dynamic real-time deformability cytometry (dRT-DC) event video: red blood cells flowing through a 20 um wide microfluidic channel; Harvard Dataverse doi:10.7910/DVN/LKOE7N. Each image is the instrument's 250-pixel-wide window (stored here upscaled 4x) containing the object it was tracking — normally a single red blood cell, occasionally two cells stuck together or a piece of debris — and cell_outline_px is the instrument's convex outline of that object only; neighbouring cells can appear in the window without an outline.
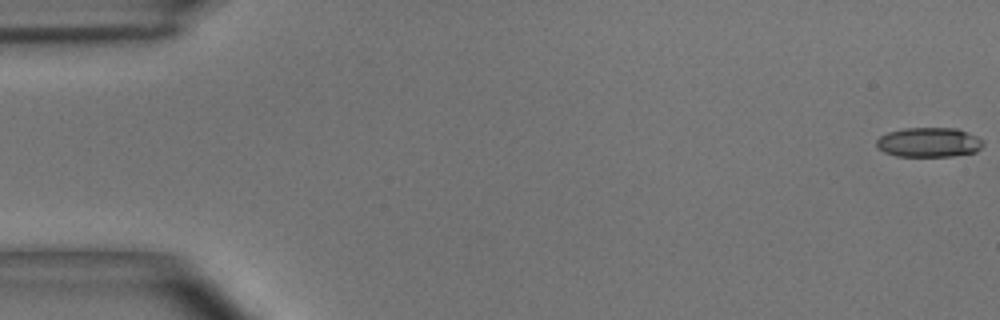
{"species": "common noctule bat (a hibernating species)", "species_latin": "Nyctalus noctula", "temperature_condition": "room temperature", "stored_images_in_passage": 55, "camera_frame_rate_fps": 3000, "um_per_image_px": 0.085, "animal": {"sex": "male", "body_mass_g": 15.6}, "frame": {"image": 1, "passage_image": 1, "time_ms": 0.0, "image_size_px": [1000, 320], "cell_outline_px": [[984, 144], [976, 152], [952, 156], [896, 156], [884, 152], [876, 144], [876, 140], [880, 136], [888, 132], [904, 128], [956, 128], [976, 136], [984, 140]], "centroid_in_image_um": [78.97, 12.1], "position_along_channel_um": 6.0, "area_um2": 18.38}}
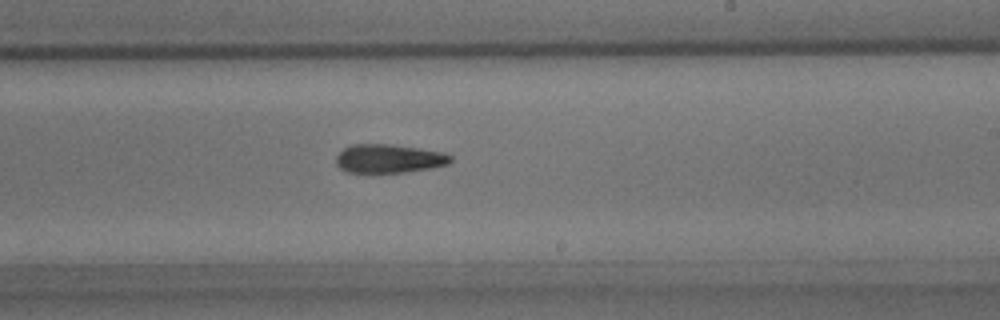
{"frame": {"image": 2, "passage_image": 33, "time_ms": 10.667, "image_size_px": [1000, 320], "cell_outline_px": [[452, 160], [448, 164], [432, 168], [404, 172], [348, 172], [340, 168], [336, 164], [336, 156], [344, 148], [352, 144], [392, 144], [444, 152], [452, 156]], "centroid_in_image_um": [33.07, 13.47], "position_along_channel_um": 255.9, "area_um2": 19.13}}
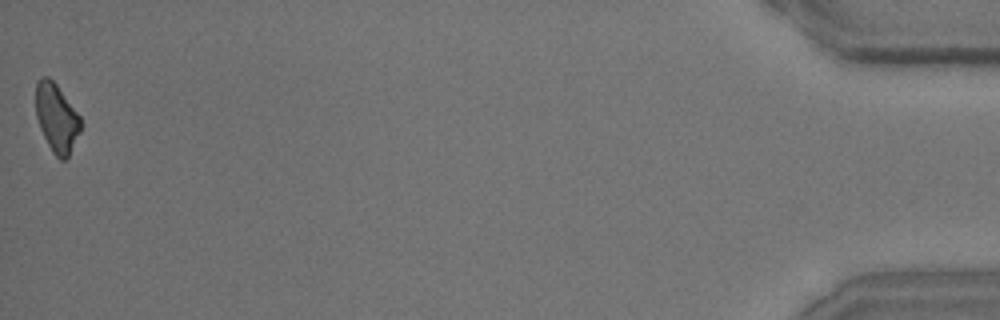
{"frame": {"image": 3, "passage_image": 55, "time_ms": 18.0, "image_size_px": [1000, 320], "cell_outline_px": [[84, 124], [68, 156], [64, 160], [60, 160], [52, 152], [40, 128], [36, 116], [36, 84], [44, 76], [48, 76], [56, 84], [80, 116]], "centroid_in_image_um": [4.83, 10.04], "position_along_channel_um": 430.4, "area_um2": 17.8}, "authors_computed_cell_mechanics": {"area_um2": 19.1896, "velocity_mm_per_s": 3.6676, "shape_relaxation_time_tau1_ms": 7.4868, "shape_relaxation_time_tau2_ms": null, "deformation_change_tau1": 0.1805, "deformation_change_tau2": null}}